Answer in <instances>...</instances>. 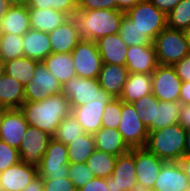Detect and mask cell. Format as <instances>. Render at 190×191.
I'll use <instances>...</instances> for the list:
<instances>
[{"instance_id": "cell-1", "label": "cell", "mask_w": 190, "mask_h": 191, "mask_svg": "<svg viewBox=\"0 0 190 191\" xmlns=\"http://www.w3.org/2000/svg\"><path fill=\"white\" fill-rule=\"evenodd\" d=\"M20 110L28 125L39 128L53 137L61 121L71 113L69 99L61 92L43 101H25Z\"/></svg>"}, {"instance_id": "cell-2", "label": "cell", "mask_w": 190, "mask_h": 191, "mask_svg": "<svg viewBox=\"0 0 190 191\" xmlns=\"http://www.w3.org/2000/svg\"><path fill=\"white\" fill-rule=\"evenodd\" d=\"M125 11L120 9H102L76 11L70 16L82 40L97 41L98 39L119 33Z\"/></svg>"}, {"instance_id": "cell-3", "label": "cell", "mask_w": 190, "mask_h": 191, "mask_svg": "<svg viewBox=\"0 0 190 191\" xmlns=\"http://www.w3.org/2000/svg\"><path fill=\"white\" fill-rule=\"evenodd\" d=\"M146 148L165 162H175L183 158L186 130L179 124L148 131Z\"/></svg>"}, {"instance_id": "cell-4", "label": "cell", "mask_w": 190, "mask_h": 191, "mask_svg": "<svg viewBox=\"0 0 190 191\" xmlns=\"http://www.w3.org/2000/svg\"><path fill=\"white\" fill-rule=\"evenodd\" d=\"M153 45L160 65L173 66L190 53L185 32L168 26L155 37Z\"/></svg>"}, {"instance_id": "cell-5", "label": "cell", "mask_w": 190, "mask_h": 191, "mask_svg": "<svg viewBox=\"0 0 190 191\" xmlns=\"http://www.w3.org/2000/svg\"><path fill=\"white\" fill-rule=\"evenodd\" d=\"M125 15L152 41L167 26V16L149 0L140 1Z\"/></svg>"}, {"instance_id": "cell-6", "label": "cell", "mask_w": 190, "mask_h": 191, "mask_svg": "<svg viewBox=\"0 0 190 191\" xmlns=\"http://www.w3.org/2000/svg\"><path fill=\"white\" fill-rule=\"evenodd\" d=\"M62 93L69 99L73 109L94 100H112L114 97L100 87L97 79L75 76L62 85Z\"/></svg>"}, {"instance_id": "cell-7", "label": "cell", "mask_w": 190, "mask_h": 191, "mask_svg": "<svg viewBox=\"0 0 190 191\" xmlns=\"http://www.w3.org/2000/svg\"><path fill=\"white\" fill-rule=\"evenodd\" d=\"M69 160L67 145L52 138L38 166V175L43 180L68 178Z\"/></svg>"}, {"instance_id": "cell-8", "label": "cell", "mask_w": 190, "mask_h": 191, "mask_svg": "<svg viewBox=\"0 0 190 191\" xmlns=\"http://www.w3.org/2000/svg\"><path fill=\"white\" fill-rule=\"evenodd\" d=\"M130 149L144 148L148 141V128L140 120L132 103L122 101L120 124L117 128Z\"/></svg>"}, {"instance_id": "cell-9", "label": "cell", "mask_w": 190, "mask_h": 191, "mask_svg": "<svg viewBox=\"0 0 190 191\" xmlns=\"http://www.w3.org/2000/svg\"><path fill=\"white\" fill-rule=\"evenodd\" d=\"M135 169V148L117 156L113 173L105 178L109 191H138Z\"/></svg>"}, {"instance_id": "cell-10", "label": "cell", "mask_w": 190, "mask_h": 191, "mask_svg": "<svg viewBox=\"0 0 190 191\" xmlns=\"http://www.w3.org/2000/svg\"><path fill=\"white\" fill-rule=\"evenodd\" d=\"M71 53L77 76L98 78L103 62L96 42L81 40Z\"/></svg>"}, {"instance_id": "cell-11", "label": "cell", "mask_w": 190, "mask_h": 191, "mask_svg": "<svg viewBox=\"0 0 190 191\" xmlns=\"http://www.w3.org/2000/svg\"><path fill=\"white\" fill-rule=\"evenodd\" d=\"M62 92L61 83L45 67L43 62H38L34 76L24 87L25 101L38 102Z\"/></svg>"}, {"instance_id": "cell-12", "label": "cell", "mask_w": 190, "mask_h": 191, "mask_svg": "<svg viewBox=\"0 0 190 191\" xmlns=\"http://www.w3.org/2000/svg\"><path fill=\"white\" fill-rule=\"evenodd\" d=\"M182 80L173 66L158 65L152 73V94L159 101L179 102Z\"/></svg>"}, {"instance_id": "cell-13", "label": "cell", "mask_w": 190, "mask_h": 191, "mask_svg": "<svg viewBox=\"0 0 190 191\" xmlns=\"http://www.w3.org/2000/svg\"><path fill=\"white\" fill-rule=\"evenodd\" d=\"M52 138L43 130L29 125L18 149L20 161L38 167Z\"/></svg>"}, {"instance_id": "cell-14", "label": "cell", "mask_w": 190, "mask_h": 191, "mask_svg": "<svg viewBox=\"0 0 190 191\" xmlns=\"http://www.w3.org/2000/svg\"><path fill=\"white\" fill-rule=\"evenodd\" d=\"M165 161L146 147L135 148V172L139 189L153 188Z\"/></svg>"}, {"instance_id": "cell-15", "label": "cell", "mask_w": 190, "mask_h": 191, "mask_svg": "<svg viewBox=\"0 0 190 191\" xmlns=\"http://www.w3.org/2000/svg\"><path fill=\"white\" fill-rule=\"evenodd\" d=\"M28 126L20 109H4L0 120V140L19 149Z\"/></svg>"}, {"instance_id": "cell-16", "label": "cell", "mask_w": 190, "mask_h": 191, "mask_svg": "<svg viewBox=\"0 0 190 191\" xmlns=\"http://www.w3.org/2000/svg\"><path fill=\"white\" fill-rule=\"evenodd\" d=\"M38 175V167L22 161L0 173V187L3 191H22Z\"/></svg>"}, {"instance_id": "cell-17", "label": "cell", "mask_w": 190, "mask_h": 191, "mask_svg": "<svg viewBox=\"0 0 190 191\" xmlns=\"http://www.w3.org/2000/svg\"><path fill=\"white\" fill-rule=\"evenodd\" d=\"M158 65L154 45L128 47L125 66L129 74H152Z\"/></svg>"}, {"instance_id": "cell-18", "label": "cell", "mask_w": 190, "mask_h": 191, "mask_svg": "<svg viewBox=\"0 0 190 191\" xmlns=\"http://www.w3.org/2000/svg\"><path fill=\"white\" fill-rule=\"evenodd\" d=\"M156 191H190V184L179 161L165 162L153 187Z\"/></svg>"}, {"instance_id": "cell-19", "label": "cell", "mask_w": 190, "mask_h": 191, "mask_svg": "<svg viewBox=\"0 0 190 191\" xmlns=\"http://www.w3.org/2000/svg\"><path fill=\"white\" fill-rule=\"evenodd\" d=\"M111 100H94L71 109V113L80 123L85 133L95 134L102 127L105 105Z\"/></svg>"}, {"instance_id": "cell-20", "label": "cell", "mask_w": 190, "mask_h": 191, "mask_svg": "<svg viewBox=\"0 0 190 191\" xmlns=\"http://www.w3.org/2000/svg\"><path fill=\"white\" fill-rule=\"evenodd\" d=\"M129 72L124 65L103 64L98 75L100 87L114 98H120Z\"/></svg>"}, {"instance_id": "cell-21", "label": "cell", "mask_w": 190, "mask_h": 191, "mask_svg": "<svg viewBox=\"0 0 190 191\" xmlns=\"http://www.w3.org/2000/svg\"><path fill=\"white\" fill-rule=\"evenodd\" d=\"M95 42L103 64L125 66L128 46L121 39L119 33L102 37Z\"/></svg>"}, {"instance_id": "cell-22", "label": "cell", "mask_w": 190, "mask_h": 191, "mask_svg": "<svg viewBox=\"0 0 190 191\" xmlns=\"http://www.w3.org/2000/svg\"><path fill=\"white\" fill-rule=\"evenodd\" d=\"M52 53H71L82 40L71 18L48 33Z\"/></svg>"}, {"instance_id": "cell-23", "label": "cell", "mask_w": 190, "mask_h": 191, "mask_svg": "<svg viewBox=\"0 0 190 191\" xmlns=\"http://www.w3.org/2000/svg\"><path fill=\"white\" fill-rule=\"evenodd\" d=\"M29 29H31L30 16L26 4L10 6L6 14L0 19L2 34L23 36Z\"/></svg>"}, {"instance_id": "cell-24", "label": "cell", "mask_w": 190, "mask_h": 191, "mask_svg": "<svg viewBox=\"0 0 190 191\" xmlns=\"http://www.w3.org/2000/svg\"><path fill=\"white\" fill-rule=\"evenodd\" d=\"M24 56L42 62L52 53L49 35L46 32L29 29L23 35Z\"/></svg>"}, {"instance_id": "cell-25", "label": "cell", "mask_w": 190, "mask_h": 191, "mask_svg": "<svg viewBox=\"0 0 190 191\" xmlns=\"http://www.w3.org/2000/svg\"><path fill=\"white\" fill-rule=\"evenodd\" d=\"M28 12L31 29L46 33L55 30L70 18L67 14L52 8L28 9Z\"/></svg>"}, {"instance_id": "cell-26", "label": "cell", "mask_w": 190, "mask_h": 191, "mask_svg": "<svg viewBox=\"0 0 190 191\" xmlns=\"http://www.w3.org/2000/svg\"><path fill=\"white\" fill-rule=\"evenodd\" d=\"M96 150L119 156L131 149L117 129L101 127L95 134Z\"/></svg>"}, {"instance_id": "cell-27", "label": "cell", "mask_w": 190, "mask_h": 191, "mask_svg": "<svg viewBox=\"0 0 190 191\" xmlns=\"http://www.w3.org/2000/svg\"><path fill=\"white\" fill-rule=\"evenodd\" d=\"M151 93L152 74L130 73L124 84L120 99L125 103H134Z\"/></svg>"}, {"instance_id": "cell-28", "label": "cell", "mask_w": 190, "mask_h": 191, "mask_svg": "<svg viewBox=\"0 0 190 191\" xmlns=\"http://www.w3.org/2000/svg\"><path fill=\"white\" fill-rule=\"evenodd\" d=\"M25 102L23 85L4 74L0 77V107L4 109H20Z\"/></svg>"}, {"instance_id": "cell-29", "label": "cell", "mask_w": 190, "mask_h": 191, "mask_svg": "<svg viewBox=\"0 0 190 191\" xmlns=\"http://www.w3.org/2000/svg\"><path fill=\"white\" fill-rule=\"evenodd\" d=\"M42 62L61 85L77 76L72 53H51Z\"/></svg>"}, {"instance_id": "cell-30", "label": "cell", "mask_w": 190, "mask_h": 191, "mask_svg": "<svg viewBox=\"0 0 190 191\" xmlns=\"http://www.w3.org/2000/svg\"><path fill=\"white\" fill-rule=\"evenodd\" d=\"M181 108V102H154L153 125L148 129V131L159 130L167 126L179 123Z\"/></svg>"}, {"instance_id": "cell-31", "label": "cell", "mask_w": 190, "mask_h": 191, "mask_svg": "<svg viewBox=\"0 0 190 191\" xmlns=\"http://www.w3.org/2000/svg\"><path fill=\"white\" fill-rule=\"evenodd\" d=\"M96 150L93 134L84 133L67 144L69 163H86L88 157Z\"/></svg>"}, {"instance_id": "cell-32", "label": "cell", "mask_w": 190, "mask_h": 191, "mask_svg": "<svg viewBox=\"0 0 190 191\" xmlns=\"http://www.w3.org/2000/svg\"><path fill=\"white\" fill-rule=\"evenodd\" d=\"M37 63L38 61L25 56L6 61L5 74L19 81L25 87L33 78Z\"/></svg>"}, {"instance_id": "cell-33", "label": "cell", "mask_w": 190, "mask_h": 191, "mask_svg": "<svg viewBox=\"0 0 190 191\" xmlns=\"http://www.w3.org/2000/svg\"><path fill=\"white\" fill-rule=\"evenodd\" d=\"M117 156L95 150L86 160L95 177L108 178L113 173Z\"/></svg>"}, {"instance_id": "cell-34", "label": "cell", "mask_w": 190, "mask_h": 191, "mask_svg": "<svg viewBox=\"0 0 190 191\" xmlns=\"http://www.w3.org/2000/svg\"><path fill=\"white\" fill-rule=\"evenodd\" d=\"M119 35L128 47L134 45H153V41L149 37L145 36L126 15L122 18Z\"/></svg>"}, {"instance_id": "cell-35", "label": "cell", "mask_w": 190, "mask_h": 191, "mask_svg": "<svg viewBox=\"0 0 190 191\" xmlns=\"http://www.w3.org/2000/svg\"><path fill=\"white\" fill-rule=\"evenodd\" d=\"M167 26L184 32L190 28V0H182L167 14Z\"/></svg>"}, {"instance_id": "cell-36", "label": "cell", "mask_w": 190, "mask_h": 191, "mask_svg": "<svg viewBox=\"0 0 190 191\" xmlns=\"http://www.w3.org/2000/svg\"><path fill=\"white\" fill-rule=\"evenodd\" d=\"M23 36L2 34L0 42V58L9 61L24 56Z\"/></svg>"}, {"instance_id": "cell-37", "label": "cell", "mask_w": 190, "mask_h": 191, "mask_svg": "<svg viewBox=\"0 0 190 191\" xmlns=\"http://www.w3.org/2000/svg\"><path fill=\"white\" fill-rule=\"evenodd\" d=\"M84 133L80 123L76 120L74 115L70 113L61 121L53 138L67 145L72 142L73 139Z\"/></svg>"}, {"instance_id": "cell-38", "label": "cell", "mask_w": 190, "mask_h": 191, "mask_svg": "<svg viewBox=\"0 0 190 191\" xmlns=\"http://www.w3.org/2000/svg\"><path fill=\"white\" fill-rule=\"evenodd\" d=\"M28 9H49L58 10L69 17L78 10V0H26Z\"/></svg>"}, {"instance_id": "cell-39", "label": "cell", "mask_w": 190, "mask_h": 191, "mask_svg": "<svg viewBox=\"0 0 190 191\" xmlns=\"http://www.w3.org/2000/svg\"><path fill=\"white\" fill-rule=\"evenodd\" d=\"M154 102H159V100L151 93L132 103L140 120L148 129L153 125Z\"/></svg>"}, {"instance_id": "cell-40", "label": "cell", "mask_w": 190, "mask_h": 191, "mask_svg": "<svg viewBox=\"0 0 190 191\" xmlns=\"http://www.w3.org/2000/svg\"><path fill=\"white\" fill-rule=\"evenodd\" d=\"M68 178L78 190L95 178V175L86 163H69Z\"/></svg>"}, {"instance_id": "cell-41", "label": "cell", "mask_w": 190, "mask_h": 191, "mask_svg": "<svg viewBox=\"0 0 190 191\" xmlns=\"http://www.w3.org/2000/svg\"><path fill=\"white\" fill-rule=\"evenodd\" d=\"M122 110V100L114 98L105 105L102 126L106 128L117 129L120 124V115Z\"/></svg>"}, {"instance_id": "cell-42", "label": "cell", "mask_w": 190, "mask_h": 191, "mask_svg": "<svg viewBox=\"0 0 190 191\" xmlns=\"http://www.w3.org/2000/svg\"><path fill=\"white\" fill-rule=\"evenodd\" d=\"M19 161V150L0 140V173Z\"/></svg>"}, {"instance_id": "cell-43", "label": "cell", "mask_w": 190, "mask_h": 191, "mask_svg": "<svg viewBox=\"0 0 190 191\" xmlns=\"http://www.w3.org/2000/svg\"><path fill=\"white\" fill-rule=\"evenodd\" d=\"M102 9H117L116 1L113 0H78V11H91Z\"/></svg>"}, {"instance_id": "cell-44", "label": "cell", "mask_w": 190, "mask_h": 191, "mask_svg": "<svg viewBox=\"0 0 190 191\" xmlns=\"http://www.w3.org/2000/svg\"><path fill=\"white\" fill-rule=\"evenodd\" d=\"M43 191H78L69 178L43 180Z\"/></svg>"}, {"instance_id": "cell-45", "label": "cell", "mask_w": 190, "mask_h": 191, "mask_svg": "<svg viewBox=\"0 0 190 191\" xmlns=\"http://www.w3.org/2000/svg\"><path fill=\"white\" fill-rule=\"evenodd\" d=\"M182 82H190V53L173 65Z\"/></svg>"}, {"instance_id": "cell-46", "label": "cell", "mask_w": 190, "mask_h": 191, "mask_svg": "<svg viewBox=\"0 0 190 191\" xmlns=\"http://www.w3.org/2000/svg\"><path fill=\"white\" fill-rule=\"evenodd\" d=\"M78 191H109L105 184V178L95 177Z\"/></svg>"}, {"instance_id": "cell-47", "label": "cell", "mask_w": 190, "mask_h": 191, "mask_svg": "<svg viewBox=\"0 0 190 191\" xmlns=\"http://www.w3.org/2000/svg\"><path fill=\"white\" fill-rule=\"evenodd\" d=\"M158 10H161L166 16L167 14L182 0H149Z\"/></svg>"}, {"instance_id": "cell-48", "label": "cell", "mask_w": 190, "mask_h": 191, "mask_svg": "<svg viewBox=\"0 0 190 191\" xmlns=\"http://www.w3.org/2000/svg\"><path fill=\"white\" fill-rule=\"evenodd\" d=\"M179 124L185 129H190V104H182L179 115Z\"/></svg>"}, {"instance_id": "cell-49", "label": "cell", "mask_w": 190, "mask_h": 191, "mask_svg": "<svg viewBox=\"0 0 190 191\" xmlns=\"http://www.w3.org/2000/svg\"><path fill=\"white\" fill-rule=\"evenodd\" d=\"M179 102L190 104V82H182Z\"/></svg>"}, {"instance_id": "cell-50", "label": "cell", "mask_w": 190, "mask_h": 191, "mask_svg": "<svg viewBox=\"0 0 190 191\" xmlns=\"http://www.w3.org/2000/svg\"><path fill=\"white\" fill-rule=\"evenodd\" d=\"M22 191H43V178L39 175Z\"/></svg>"}, {"instance_id": "cell-51", "label": "cell", "mask_w": 190, "mask_h": 191, "mask_svg": "<svg viewBox=\"0 0 190 191\" xmlns=\"http://www.w3.org/2000/svg\"><path fill=\"white\" fill-rule=\"evenodd\" d=\"M116 1L117 9L127 11L129 8L134 7L137 3L142 0H113Z\"/></svg>"}, {"instance_id": "cell-52", "label": "cell", "mask_w": 190, "mask_h": 191, "mask_svg": "<svg viewBox=\"0 0 190 191\" xmlns=\"http://www.w3.org/2000/svg\"><path fill=\"white\" fill-rule=\"evenodd\" d=\"M179 163L182 166L190 184V157H183L179 160Z\"/></svg>"}, {"instance_id": "cell-53", "label": "cell", "mask_w": 190, "mask_h": 191, "mask_svg": "<svg viewBox=\"0 0 190 191\" xmlns=\"http://www.w3.org/2000/svg\"><path fill=\"white\" fill-rule=\"evenodd\" d=\"M183 157H190V129L186 130L185 146Z\"/></svg>"}, {"instance_id": "cell-54", "label": "cell", "mask_w": 190, "mask_h": 191, "mask_svg": "<svg viewBox=\"0 0 190 191\" xmlns=\"http://www.w3.org/2000/svg\"><path fill=\"white\" fill-rule=\"evenodd\" d=\"M10 6L6 0H0V19L6 14Z\"/></svg>"}, {"instance_id": "cell-55", "label": "cell", "mask_w": 190, "mask_h": 191, "mask_svg": "<svg viewBox=\"0 0 190 191\" xmlns=\"http://www.w3.org/2000/svg\"><path fill=\"white\" fill-rule=\"evenodd\" d=\"M11 6L25 4L26 0H6Z\"/></svg>"}, {"instance_id": "cell-56", "label": "cell", "mask_w": 190, "mask_h": 191, "mask_svg": "<svg viewBox=\"0 0 190 191\" xmlns=\"http://www.w3.org/2000/svg\"><path fill=\"white\" fill-rule=\"evenodd\" d=\"M5 74V61L0 58V77Z\"/></svg>"}, {"instance_id": "cell-57", "label": "cell", "mask_w": 190, "mask_h": 191, "mask_svg": "<svg viewBox=\"0 0 190 191\" xmlns=\"http://www.w3.org/2000/svg\"><path fill=\"white\" fill-rule=\"evenodd\" d=\"M185 35H186V38H187L188 47H189V51H190V28H188V29L185 31Z\"/></svg>"}, {"instance_id": "cell-58", "label": "cell", "mask_w": 190, "mask_h": 191, "mask_svg": "<svg viewBox=\"0 0 190 191\" xmlns=\"http://www.w3.org/2000/svg\"><path fill=\"white\" fill-rule=\"evenodd\" d=\"M138 191H156L154 188L139 189Z\"/></svg>"}, {"instance_id": "cell-59", "label": "cell", "mask_w": 190, "mask_h": 191, "mask_svg": "<svg viewBox=\"0 0 190 191\" xmlns=\"http://www.w3.org/2000/svg\"><path fill=\"white\" fill-rule=\"evenodd\" d=\"M3 110H4V108L0 107V120H1V116H2Z\"/></svg>"}, {"instance_id": "cell-60", "label": "cell", "mask_w": 190, "mask_h": 191, "mask_svg": "<svg viewBox=\"0 0 190 191\" xmlns=\"http://www.w3.org/2000/svg\"><path fill=\"white\" fill-rule=\"evenodd\" d=\"M1 38H2V32L0 31V42H1Z\"/></svg>"}]
</instances>
